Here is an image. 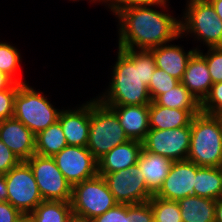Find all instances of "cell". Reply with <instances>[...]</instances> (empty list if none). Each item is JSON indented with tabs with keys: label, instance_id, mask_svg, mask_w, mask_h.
<instances>
[{
	"label": "cell",
	"instance_id": "6da1fadb",
	"mask_svg": "<svg viewBox=\"0 0 222 222\" xmlns=\"http://www.w3.org/2000/svg\"><path fill=\"white\" fill-rule=\"evenodd\" d=\"M169 5L133 6L121 9L119 19L118 49L150 50L172 42L180 35V19L164 11ZM155 7H160L161 11ZM164 8V9H163Z\"/></svg>",
	"mask_w": 222,
	"mask_h": 222
},
{
	"label": "cell",
	"instance_id": "7a4b0ae2",
	"mask_svg": "<svg viewBox=\"0 0 222 222\" xmlns=\"http://www.w3.org/2000/svg\"><path fill=\"white\" fill-rule=\"evenodd\" d=\"M108 89L96 98L104 105H149L147 86L156 63L150 50H117Z\"/></svg>",
	"mask_w": 222,
	"mask_h": 222
},
{
	"label": "cell",
	"instance_id": "3957f363",
	"mask_svg": "<svg viewBox=\"0 0 222 222\" xmlns=\"http://www.w3.org/2000/svg\"><path fill=\"white\" fill-rule=\"evenodd\" d=\"M187 160L200 167H222V115L200 112L192 118Z\"/></svg>",
	"mask_w": 222,
	"mask_h": 222
},
{
	"label": "cell",
	"instance_id": "277c9868",
	"mask_svg": "<svg viewBox=\"0 0 222 222\" xmlns=\"http://www.w3.org/2000/svg\"><path fill=\"white\" fill-rule=\"evenodd\" d=\"M116 113L97 98L90 100V126L87 149L98 160L114 147L127 142Z\"/></svg>",
	"mask_w": 222,
	"mask_h": 222
},
{
	"label": "cell",
	"instance_id": "5b68a950",
	"mask_svg": "<svg viewBox=\"0 0 222 222\" xmlns=\"http://www.w3.org/2000/svg\"><path fill=\"white\" fill-rule=\"evenodd\" d=\"M183 14L179 18L181 36L191 34L208 48L222 47V22L208 0H187Z\"/></svg>",
	"mask_w": 222,
	"mask_h": 222
},
{
	"label": "cell",
	"instance_id": "8992f818",
	"mask_svg": "<svg viewBox=\"0 0 222 222\" xmlns=\"http://www.w3.org/2000/svg\"><path fill=\"white\" fill-rule=\"evenodd\" d=\"M61 110L53 107L46 95L36 91L28 83L21 84L14 99L13 117L37 135L56 123Z\"/></svg>",
	"mask_w": 222,
	"mask_h": 222
},
{
	"label": "cell",
	"instance_id": "52a82bcc",
	"mask_svg": "<svg viewBox=\"0 0 222 222\" xmlns=\"http://www.w3.org/2000/svg\"><path fill=\"white\" fill-rule=\"evenodd\" d=\"M70 203L73 214L90 220L118 204L105 179L100 175L75 184Z\"/></svg>",
	"mask_w": 222,
	"mask_h": 222
},
{
	"label": "cell",
	"instance_id": "ba28073f",
	"mask_svg": "<svg viewBox=\"0 0 222 222\" xmlns=\"http://www.w3.org/2000/svg\"><path fill=\"white\" fill-rule=\"evenodd\" d=\"M6 201L22 215H29L43 201L30 166L21 161L4 174Z\"/></svg>",
	"mask_w": 222,
	"mask_h": 222
},
{
	"label": "cell",
	"instance_id": "9c48e42d",
	"mask_svg": "<svg viewBox=\"0 0 222 222\" xmlns=\"http://www.w3.org/2000/svg\"><path fill=\"white\" fill-rule=\"evenodd\" d=\"M31 168L43 200L70 201L72 186L53 157L34 154L25 161Z\"/></svg>",
	"mask_w": 222,
	"mask_h": 222
},
{
	"label": "cell",
	"instance_id": "30bf717a",
	"mask_svg": "<svg viewBox=\"0 0 222 222\" xmlns=\"http://www.w3.org/2000/svg\"><path fill=\"white\" fill-rule=\"evenodd\" d=\"M102 176L119 204L148 202L153 194L147 189L145 178L138 164Z\"/></svg>",
	"mask_w": 222,
	"mask_h": 222
},
{
	"label": "cell",
	"instance_id": "8fae6325",
	"mask_svg": "<svg viewBox=\"0 0 222 222\" xmlns=\"http://www.w3.org/2000/svg\"><path fill=\"white\" fill-rule=\"evenodd\" d=\"M191 137V124L175 129H150L144 139L143 148L153 154L173 161L187 160Z\"/></svg>",
	"mask_w": 222,
	"mask_h": 222
},
{
	"label": "cell",
	"instance_id": "7c38bea8",
	"mask_svg": "<svg viewBox=\"0 0 222 222\" xmlns=\"http://www.w3.org/2000/svg\"><path fill=\"white\" fill-rule=\"evenodd\" d=\"M53 158L72 187L98 175V161L87 147L67 145Z\"/></svg>",
	"mask_w": 222,
	"mask_h": 222
},
{
	"label": "cell",
	"instance_id": "4fadbf2b",
	"mask_svg": "<svg viewBox=\"0 0 222 222\" xmlns=\"http://www.w3.org/2000/svg\"><path fill=\"white\" fill-rule=\"evenodd\" d=\"M196 164L189 160L174 161L168 176L154 195L165 200L179 201L193 195Z\"/></svg>",
	"mask_w": 222,
	"mask_h": 222
},
{
	"label": "cell",
	"instance_id": "5bb4252c",
	"mask_svg": "<svg viewBox=\"0 0 222 222\" xmlns=\"http://www.w3.org/2000/svg\"><path fill=\"white\" fill-rule=\"evenodd\" d=\"M0 140L20 161H27L35 154V134L15 117L0 122Z\"/></svg>",
	"mask_w": 222,
	"mask_h": 222
},
{
	"label": "cell",
	"instance_id": "9a60e30c",
	"mask_svg": "<svg viewBox=\"0 0 222 222\" xmlns=\"http://www.w3.org/2000/svg\"><path fill=\"white\" fill-rule=\"evenodd\" d=\"M58 122L67 145L86 147L90 126V100L75 109H61Z\"/></svg>",
	"mask_w": 222,
	"mask_h": 222
},
{
	"label": "cell",
	"instance_id": "2e32d148",
	"mask_svg": "<svg viewBox=\"0 0 222 222\" xmlns=\"http://www.w3.org/2000/svg\"><path fill=\"white\" fill-rule=\"evenodd\" d=\"M117 115L129 140L143 142L149 127V105H106Z\"/></svg>",
	"mask_w": 222,
	"mask_h": 222
},
{
	"label": "cell",
	"instance_id": "e0dca14e",
	"mask_svg": "<svg viewBox=\"0 0 222 222\" xmlns=\"http://www.w3.org/2000/svg\"><path fill=\"white\" fill-rule=\"evenodd\" d=\"M197 47L185 52L181 45L163 44L150 49L155 58L156 67L163 69L172 77L181 81L186 70L188 60L199 50Z\"/></svg>",
	"mask_w": 222,
	"mask_h": 222
},
{
	"label": "cell",
	"instance_id": "ac0fdd59",
	"mask_svg": "<svg viewBox=\"0 0 222 222\" xmlns=\"http://www.w3.org/2000/svg\"><path fill=\"white\" fill-rule=\"evenodd\" d=\"M142 149L143 143L137 140H128L114 147L97 160L98 174L116 172L137 164Z\"/></svg>",
	"mask_w": 222,
	"mask_h": 222
},
{
	"label": "cell",
	"instance_id": "d6986e66",
	"mask_svg": "<svg viewBox=\"0 0 222 222\" xmlns=\"http://www.w3.org/2000/svg\"><path fill=\"white\" fill-rule=\"evenodd\" d=\"M201 103L213 85L206 60L196 51L188 60L180 81Z\"/></svg>",
	"mask_w": 222,
	"mask_h": 222
},
{
	"label": "cell",
	"instance_id": "ffe728a7",
	"mask_svg": "<svg viewBox=\"0 0 222 222\" xmlns=\"http://www.w3.org/2000/svg\"><path fill=\"white\" fill-rule=\"evenodd\" d=\"M173 162V160L167 157L150 153L144 148L142 149L137 164L143 173L147 189L153 195L161 188Z\"/></svg>",
	"mask_w": 222,
	"mask_h": 222
},
{
	"label": "cell",
	"instance_id": "44dd1931",
	"mask_svg": "<svg viewBox=\"0 0 222 222\" xmlns=\"http://www.w3.org/2000/svg\"><path fill=\"white\" fill-rule=\"evenodd\" d=\"M201 110H183L157 105L154 101L149 104L150 129H175L189 126L192 118Z\"/></svg>",
	"mask_w": 222,
	"mask_h": 222
},
{
	"label": "cell",
	"instance_id": "7402d4cb",
	"mask_svg": "<svg viewBox=\"0 0 222 222\" xmlns=\"http://www.w3.org/2000/svg\"><path fill=\"white\" fill-rule=\"evenodd\" d=\"M178 203L183 222H215L216 200L192 195Z\"/></svg>",
	"mask_w": 222,
	"mask_h": 222
},
{
	"label": "cell",
	"instance_id": "603a6c76",
	"mask_svg": "<svg viewBox=\"0 0 222 222\" xmlns=\"http://www.w3.org/2000/svg\"><path fill=\"white\" fill-rule=\"evenodd\" d=\"M193 195L213 200L222 198V167L196 165Z\"/></svg>",
	"mask_w": 222,
	"mask_h": 222
},
{
	"label": "cell",
	"instance_id": "cb8c5ba5",
	"mask_svg": "<svg viewBox=\"0 0 222 222\" xmlns=\"http://www.w3.org/2000/svg\"><path fill=\"white\" fill-rule=\"evenodd\" d=\"M66 146V137L58 121L35 135V154L53 157Z\"/></svg>",
	"mask_w": 222,
	"mask_h": 222
},
{
	"label": "cell",
	"instance_id": "d4e9b609",
	"mask_svg": "<svg viewBox=\"0 0 222 222\" xmlns=\"http://www.w3.org/2000/svg\"><path fill=\"white\" fill-rule=\"evenodd\" d=\"M157 105L183 110H201V103L180 82L174 88L157 96L153 100Z\"/></svg>",
	"mask_w": 222,
	"mask_h": 222
},
{
	"label": "cell",
	"instance_id": "484cf974",
	"mask_svg": "<svg viewBox=\"0 0 222 222\" xmlns=\"http://www.w3.org/2000/svg\"><path fill=\"white\" fill-rule=\"evenodd\" d=\"M72 215L70 201L43 200L32 213V222H67Z\"/></svg>",
	"mask_w": 222,
	"mask_h": 222
},
{
	"label": "cell",
	"instance_id": "4316f807",
	"mask_svg": "<svg viewBox=\"0 0 222 222\" xmlns=\"http://www.w3.org/2000/svg\"><path fill=\"white\" fill-rule=\"evenodd\" d=\"M148 202L154 222H183L178 201L165 200L153 195Z\"/></svg>",
	"mask_w": 222,
	"mask_h": 222
},
{
	"label": "cell",
	"instance_id": "83f0119b",
	"mask_svg": "<svg viewBox=\"0 0 222 222\" xmlns=\"http://www.w3.org/2000/svg\"><path fill=\"white\" fill-rule=\"evenodd\" d=\"M21 63V54L17 47L7 42H0V72L5 73L15 83L25 84L26 80L16 79L19 64Z\"/></svg>",
	"mask_w": 222,
	"mask_h": 222
},
{
	"label": "cell",
	"instance_id": "f1b7e54d",
	"mask_svg": "<svg viewBox=\"0 0 222 222\" xmlns=\"http://www.w3.org/2000/svg\"><path fill=\"white\" fill-rule=\"evenodd\" d=\"M180 81L163 69L157 68L154 70L149 85L147 86L151 100L153 101L157 96L174 88Z\"/></svg>",
	"mask_w": 222,
	"mask_h": 222
},
{
	"label": "cell",
	"instance_id": "f546056e",
	"mask_svg": "<svg viewBox=\"0 0 222 222\" xmlns=\"http://www.w3.org/2000/svg\"><path fill=\"white\" fill-rule=\"evenodd\" d=\"M207 49L205 54L200 49L197 52L206 60L213 84L222 82V47Z\"/></svg>",
	"mask_w": 222,
	"mask_h": 222
},
{
	"label": "cell",
	"instance_id": "4dcf8cb0",
	"mask_svg": "<svg viewBox=\"0 0 222 222\" xmlns=\"http://www.w3.org/2000/svg\"><path fill=\"white\" fill-rule=\"evenodd\" d=\"M201 112L210 115H222V82L211 86L208 95L201 102Z\"/></svg>",
	"mask_w": 222,
	"mask_h": 222
},
{
	"label": "cell",
	"instance_id": "1f68e13d",
	"mask_svg": "<svg viewBox=\"0 0 222 222\" xmlns=\"http://www.w3.org/2000/svg\"><path fill=\"white\" fill-rule=\"evenodd\" d=\"M20 85L14 82L8 89L0 90V122L13 117L14 99Z\"/></svg>",
	"mask_w": 222,
	"mask_h": 222
},
{
	"label": "cell",
	"instance_id": "d6a6232c",
	"mask_svg": "<svg viewBox=\"0 0 222 222\" xmlns=\"http://www.w3.org/2000/svg\"><path fill=\"white\" fill-rule=\"evenodd\" d=\"M92 222H131L129 218V204H117L104 214L92 219Z\"/></svg>",
	"mask_w": 222,
	"mask_h": 222
},
{
	"label": "cell",
	"instance_id": "836d02e7",
	"mask_svg": "<svg viewBox=\"0 0 222 222\" xmlns=\"http://www.w3.org/2000/svg\"><path fill=\"white\" fill-rule=\"evenodd\" d=\"M168 0H112L110 11L116 15L121 9L133 6H162L167 5Z\"/></svg>",
	"mask_w": 222,
	"mask_h": 222
},
{
	"label": "cell",
	"instance_id": "e575fe53",
	"mask_svg": "<svg viewBox=\"0 0 222 222\" xmlns=\"http://www.w3.org/2000/svg\"><path fill=\"white\" fill-rule=\"evenodd\" d=\"M129 218L131 222H154L150 203L129 204Z\"/></svg>",
	"mask_w": 222,
	"mask_h": 222
},
{
	"label": "cell",
	"instance_id": "d590c367",
	"mask_svg": "<svg viewBox=\"0 0 222 222\" xmlns=\"http://www.w3.org/2000/svg\"><path fill=\"white\" fill-rule=\"evenodd\" d=\"M20 162L19 158L9 149V147L0 140V175L6 174Z\"/></svg>",
	"mask_w": 222,
	"mask_h": 222
},
{
	"label": "cell",
	"instance_id": "8d00e7d4",
	"mask_svg": "<svg viewBox=\"0 0 222 222\" xmlns=\"http://www.w3.org/2000/svg\"><path fill=\"white\" fill-rule=\"evenodd\" d=\"M22 214L9 202H0V222H16Z\"/></svg>",
	"mask_w": 222,
	"mask_h": 222
},
{
	"label": "cell",
	"instance_id": "74e56055",
	"mask_svg": "<svg viewBox=\"0 0 222 222\" xmlns=\"http://www.w3.org/2000/svg\"><path fill=\"white\" fill-rule=\"evenodd\" d=\"M14 81L5 73L0 72V90L8 89Z\"/></svg>",
	"mask_w": 222,
	"mask_h": 222
},
{
	"label": "cell",
	"instance_id": "f35d334b",
	"mask_svg": "<svg viewBox=\"0 0 222 222\" xmlns=\"http://www.w3.org/2000/svg\"><path fill=\"white\" fill-rule=\"evenodd\" d=\"M215 222H222V198L216 200V204H215Z\"/></svg>",
	"mask_w": 222,
	"mask_h": 222
},
{
	"label": "cell",
	"instance_id": "ab89813d",
	"mask_svg": "<svg viewBox=\"0 0 222 222\" xmlns=\"http://www.w3.org/2000/svg\"><path fill=\"white\" fill-rule=\"evenodd\" d=\"M215 9L217 17L222 22V0H208Z\"/></svg>",
	"mask_w": 222,
	"mask_h": 222
},
{
	"label": "cell",
	"instance_id": "60d3db41",
	"mask_svg": "<svg viewBox=\"0 0 222 222\" xmlns=\"http://www.w3.org/2000/svg\"><path fill=\"white\" fill-rule=\"evenodd\" d=\"M7 191L4 175H0V202L6 201Z\"/></svg>",
	"mask_w": 222,
	"mask_h": 222
},
{
	"label": "cell",
	"instance_id": "b9f144b4",
	"mask_svg": "<svg viewBox=\"0 0 222 222\" xmlns=\"http://www.w3.org/2000/svg\"><path fill=\"white\" fill-rule=\"evenodd\" d=\"M67 222H92V220L72 213V215L68 218Z\"/></svg>",
	"mask_w": 222,
	"mask_h": 222
},
{
	"label": "cell",
	"instance_id": "7bdbcfd3",
	"mask_svg": "<svg viewBox=\"0 0 222 222\" xmlns=\"http://www.w3.org/2000/svg\"><path fill=\"white\" fill-rule=\"evenodd\" d=\"M69 1H71V0H69ZM72 1H73V2H74V1H76V2L78 1V2H79L80 0H72ZM90 1L93 2V3H94V2H95V3H96V2L105 3V4L108 5V8H109V9H110V7H111V2H112V0H90Z\"/></svg>",
	"mask_w": 222,
	"mask_h": 222
},
{
	"label": "cell",
	"instance_id": "ee69618b",
	"mask_svg": "<svg viewBox=\"0 0 222 222\" xmlns=\"http://www.w3.org/2000/svg\"><path fill=\"white\" fill-rule=\"evenodd\" d=\"M16 222H32L29 215H22Z\"/></svg>",
	"mask_w": 222,
	"mask_h": 222
}]
</instances>
